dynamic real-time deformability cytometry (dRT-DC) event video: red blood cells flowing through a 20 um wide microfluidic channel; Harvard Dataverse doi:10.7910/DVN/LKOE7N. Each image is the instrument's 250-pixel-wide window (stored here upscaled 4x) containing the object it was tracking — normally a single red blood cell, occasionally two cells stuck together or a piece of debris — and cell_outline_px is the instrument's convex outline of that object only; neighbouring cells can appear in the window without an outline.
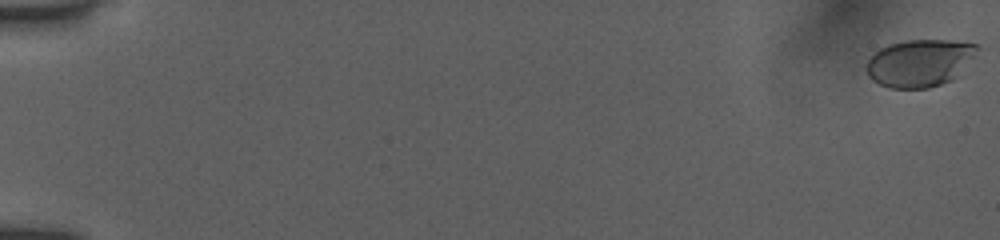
{"species": "human", "species_latin": "Homo sapiens", "temperature_condition": "room temperature", "stored_images_in_passage": 55, "camera_frame_rate_fps": 3000, "um_per_image_px": 0.085, "donor": {"sex": "female"}, "frame": {"image": 1, "passage_image": 1, "time_ms": 0.0, "image_size_px": [1000, 240], "cell_outline_px": [[976, 48], [948, 80], [940, 84], [928, 88], [892, 88], [880, 84], [868, 72], [868, 60], [880, 48], [892, 44], [908, 40], [944, 40], [976, 44]], "centroid_in_image_um": [78.05, 5.34], "position_along_channel_um": 6.9, "area_um2": 28.61}}
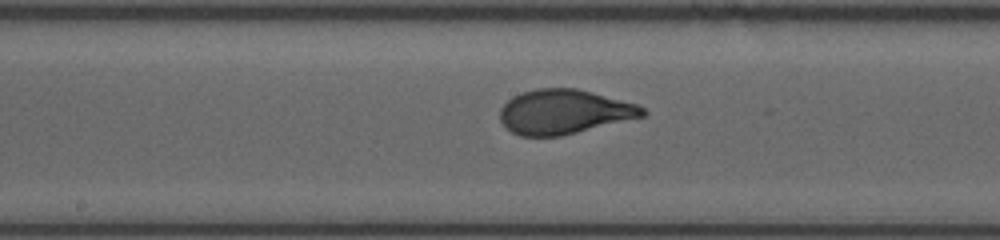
{"frame": {"image": 2, "passage_image": 31, "time_ms": 10.0, "image_size_px": [1000, 240], "cell_outline_px": [[648, 112], [644, 116], [560, 136], [520, 136], [512, 132], [500, 120], [500, 108], [512, 96], [524, 92], [540, 88], [576, 88], [636, 104], [644, 108]], "centroid_in_image_um": [47.93, 9.5], "position_along_channel_um": 200.3, "area_um2": 36.53}}
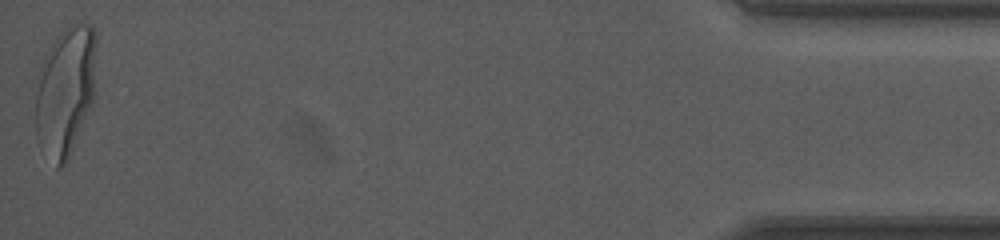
{"frame": {"image": 3, "passage_image": 55, "time_ms": 18.0, "image_size_px": [1000, 240], "cell_outline_px": [[96, 40], [92, 100], [68, 160], [60, 168], [56, 168], [36, 140], [36, 96], [44, 56], [60, 32], [72, 24], [88, 24], [96, 32]], "centroid_in_image_um": [5.54, 7.76], "position_along_channel_um": 429.7, "area_um2": 44.85}, "authors_computed_cell_mechanics": {"area_um2": 35.8938, "velocity_mm_per_s": 3.9105, "shape_relaxation_time_tau1_ms": 4.3752, "shape_relaxation_time_tau2_ms": null, "deformation_change_tau1": 0.2088, "deformation_change_tau2": null}}